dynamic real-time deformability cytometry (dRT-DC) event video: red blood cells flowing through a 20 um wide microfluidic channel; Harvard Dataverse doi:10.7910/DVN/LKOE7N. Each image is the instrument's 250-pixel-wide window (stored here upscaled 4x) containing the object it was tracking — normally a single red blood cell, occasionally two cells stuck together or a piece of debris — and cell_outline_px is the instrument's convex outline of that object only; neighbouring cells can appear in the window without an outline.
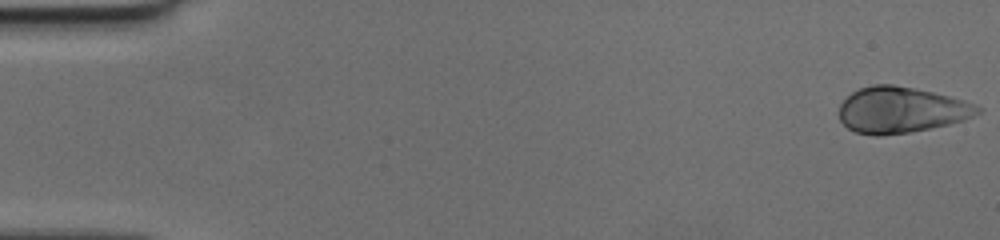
{"species": "human", "species_latin": "Homo sapiens", "temperature_condition": "cold", "stored_images_in_passage": 50, "camera_frame_rate_fps": 3000, "um_per_image_px": 0.085, "donor": {"sex": "female"}, "frame": {"image": 1, "passage_image": 1, "time_ms": 0.0, "image_size_px": [1000, 240], "cell_outline_px": [[984, 108], [980, 112], [964, 120], [932, 128], [908, 132], [880, 136], [876, 136], [856, 132], [848, 128], [840, 120], [840, 104], [852, 92], [860, 88], [872, 84], [892, 84], [932, 92], [964, 100], [976, 104]], "centroid_in_image_um": [76.6, 9.35], "position_along_channel_um": 8.4, "area_um2": 36.99}}
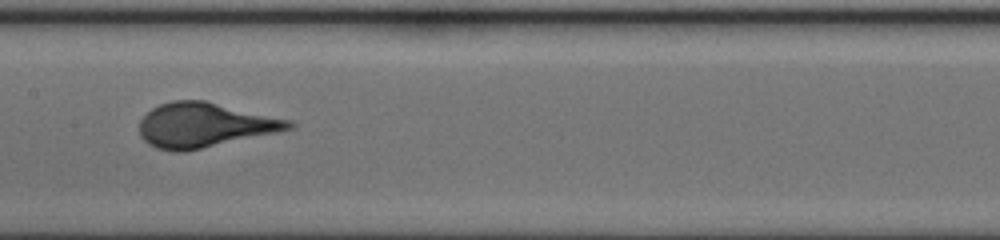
{"frame": {"image": 2, "passage_image": 26, "time_ms": 8.333, "image_size_px": [1000, 240], "cell_outline_px": [[296, 124], [292, 128], [276, 132], [184, 152], [172, 152], [156, 148], [148, 144], [140, 136], [140, 120], [152, 108], [160, 104], [172, 100], [204, 100], [292, 120]], "centroid_in_image_um": [17.36, 10.63], "position_along_channel_um": 190.0, "area_um2": 38.67}}
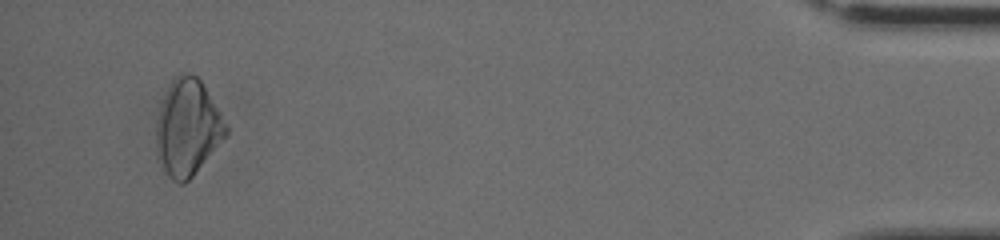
{"frame": {"image": 3, "passage_image": 48, "time_ms": 15.667, "image_size_px": [1000, 240], "cell_outline_px": [[228, 136], [192, 176], [184, 184], [180, 184], [172, 180], [168, 176], [156, 152], [156, 124], [160, 108], [164, 96], [172, 80], [180, 72], [188, 72], [196, 76], [200, 80], [220, 112], [228, 128]], "centroid_in_image_um": [15.96, 10.86], "position_along_channel_um": 419.2, "area_um2": 38.9}}